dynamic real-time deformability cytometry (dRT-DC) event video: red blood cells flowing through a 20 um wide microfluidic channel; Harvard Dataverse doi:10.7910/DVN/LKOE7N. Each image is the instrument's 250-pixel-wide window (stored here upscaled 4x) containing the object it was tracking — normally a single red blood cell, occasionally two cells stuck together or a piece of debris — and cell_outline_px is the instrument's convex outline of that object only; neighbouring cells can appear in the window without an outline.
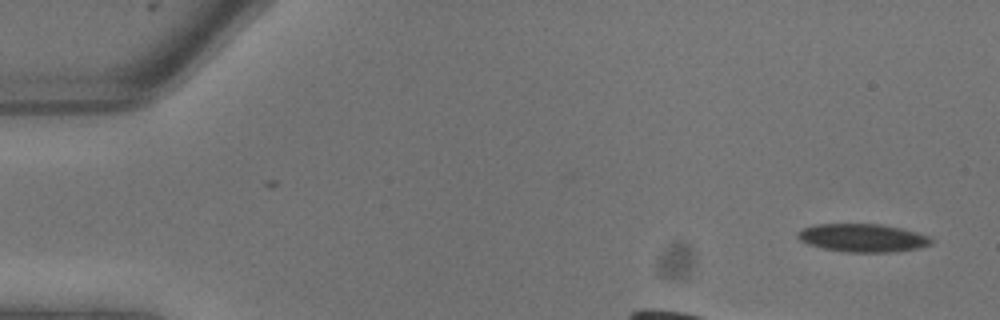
{"species": "common noctule bat (a hibernating species)", "species_latin": "Nyctalus noctula", "temperature_condition": "warm", "stored_images_in_passage": 7, "camera_frame_rate_fps": 3000, "um_per_image_px": 0.085, "animal": {"sex": "male", "body_mass_g": 13.3}, "frame": {"image": 1, "passage_image": 1, "time_ms": 0.0, "image_size_px": [1000, 320], "cell_outline_px": [[932, 244], [920, 248], [892, 252], [844, 252], [824, 248], [808, 244], [800, 240], [796, 236], [796, 232], [804, 228], [816, 224], [880, 224], [900, 228], [916, 232], [928, 236], [932, 240]], "centroid_in_image_um": [73.32, 20.22], "position_along_channel_um": 11.7, "area_um2": 21.85}}
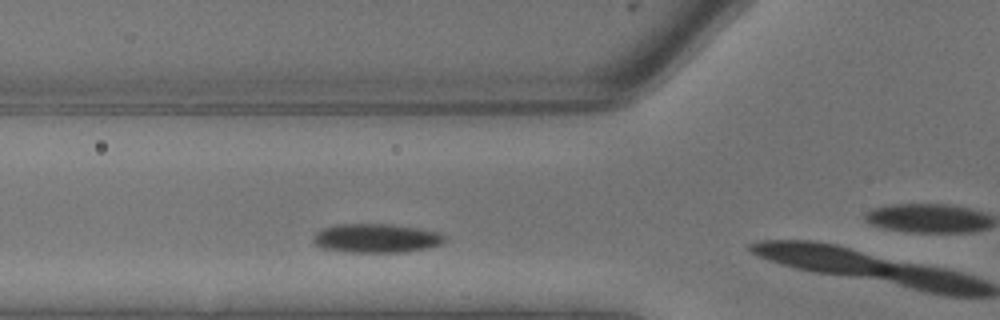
{"frame": {"image": 2, "passage_image": 6, "time_ms": 1.667, "image_size_px": [1000, 320], "cell_outline_px": [[448, 240], [440, 244], [424, 248], [404, 252], [348, 252], [324, 248], [316, 244], [312, 240], [312, 236], [316, 232], [324, 228], [336, 224], [392, 224], [440, 232], [448, 236]], "centroid_in_image_um": [32.01, 20.24], "position_along_channel_um": 93.8, "area_um2": 22.2}}